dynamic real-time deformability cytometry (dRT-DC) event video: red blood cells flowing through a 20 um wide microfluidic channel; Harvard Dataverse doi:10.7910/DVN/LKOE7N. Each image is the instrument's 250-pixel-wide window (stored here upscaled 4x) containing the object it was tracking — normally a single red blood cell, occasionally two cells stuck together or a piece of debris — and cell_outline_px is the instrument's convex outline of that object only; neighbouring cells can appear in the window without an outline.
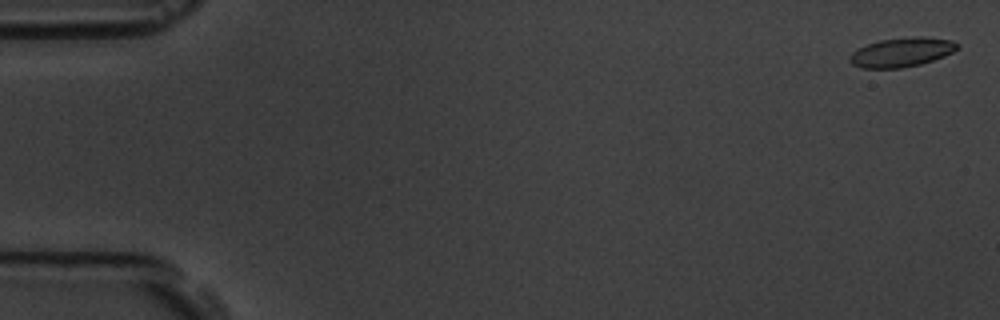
{"species": "common noctule bat (a hibernating species)", "species_latin": "Nyctalus noctula", "temperature_condition": "room temperature", "stored_images_in_passage": 5, "camera_frame_rate_fps": 3000, "um_per_image_px": 0.085, "animal": {"sex": "male", "body_mass_g": 19.5, "forearm_length_mm": 54.6}, "frame": {"image": 1, "passage_image": 1, "time_ms": 0.0, "image_size_px": [1000, 320], "cell_outline_px": [[960, 44], [952, 52], [944, 56], [920, 64], [900, 68], [860, 68], [852, 64], [848, 60], [848, 56], [852, 52], [868, 44], [880, 40], [916, 36], [920, 36], [952, 40]], "centroid_in_image_um": [76.61, 4.44], "position_along_channel_um": 8.4, "area_um2": 18.21}}
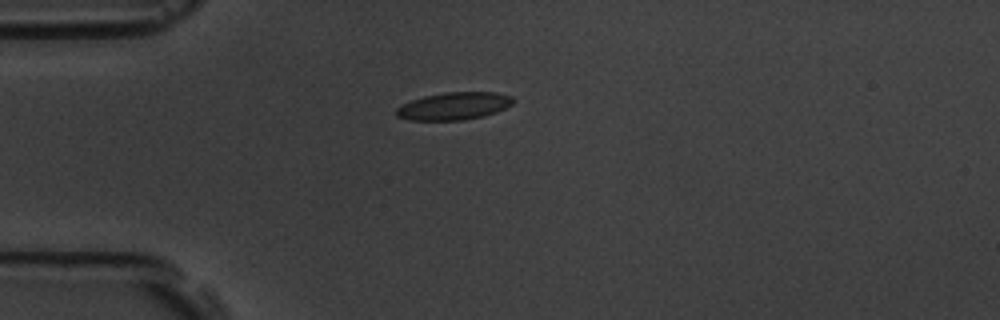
{"frame": {"image": 2, "passage_image": 5, "time_ms": 4.667, "image_size_px": [1000, 320], "cell_outline_px": [[516, 100], [512, 104], [496, 112], [484, 116], [464, 120], [408, 120], [396, 116], [396, 108], [412, 100], [424, 96], [444, 92], [496, 92], [512, 96]], "centroid_in_image_um": [38.61, 9.01], "position_along_channel_um": 46.4, "area_um2": 18.79}}